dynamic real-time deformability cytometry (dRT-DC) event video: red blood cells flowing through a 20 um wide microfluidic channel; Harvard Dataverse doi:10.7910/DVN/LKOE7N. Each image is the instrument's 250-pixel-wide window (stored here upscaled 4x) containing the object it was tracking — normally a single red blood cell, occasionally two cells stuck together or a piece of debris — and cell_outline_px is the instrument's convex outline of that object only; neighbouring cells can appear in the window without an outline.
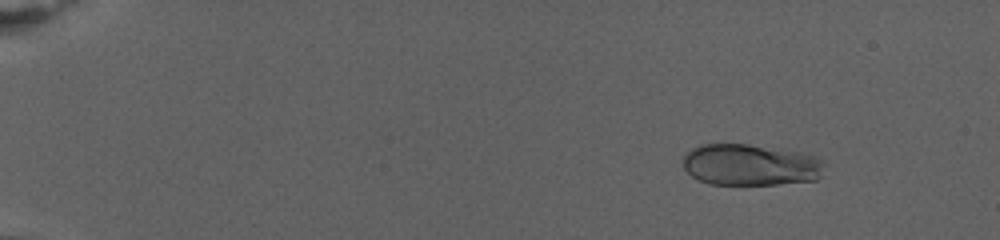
{"species": "human", "species_latin": "Homo sapiens", "temperature_condition": "warm", "stored_images_in_passage": 38, "camera_frame_rate_fps": 3000, "um_per_image_px": 0.085, "donor": {"sex": "female"}, "frame": {"image": 1, "passage_image": 5, "time_ms": 2.667, "image_size_px": [1000, 240], "cell_outline_px": [[824, 160], [820, 176], [816, 180], [776, 184], [708, 184], [692, 176], [684, 168], [684, 156], [692, 148], [700, 144], [748, 144], [800, 152]], "centroid_in_image_um": [63.77, 14.01], "position_along_channel_um": 21.2, "area_um2": 33.93}}
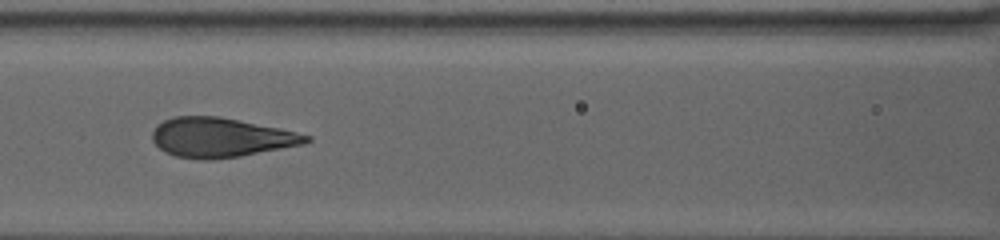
{"frame": {"image": 2, "passage_image": 18, "time_ms": 12.333, "image_size_px": [1000, 240], "cell_outline_px": [[312, 140], [304, 144], [240, 156], [212, 160], [200, 160], [176, 156], [164, 152], [152, 140], [152, 132], [156, 124], [164, 120], [176, 116], [220, 116], [280, 128], [312, 136]], "centroid_in_image_um": [18.75, 11.69], "position_along_channel_um": 147.8, "area_um2": 35.55}}
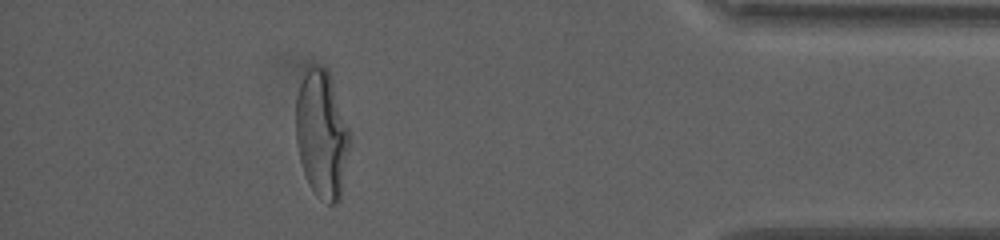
{"frame": {"image": 3, "passage_image": 34, "time_ms": 23.333, "image_size_px": [1000, 240], "cell_outline_px": [[352, 144], [340, 200], [336, 204], [328, 204], [320, 200], [316, 196], [308, 184], [300, 160], [296, 144], [296, 96], [300, 84], [304, 76], [312, 68], [324, 68], [328, 72], [348, 128], [352, 140]], "centroid_in_image_um": [27.37, 11.56], "position_along_channel_um": 407.8, "area_um2": 39.94}, "authors_computed_cell_mechanics": {"area_um2": 35.7204, "velocity_mm_per_s": 2.6905, "shape_relaxation_time_tau1_ms": 7.8305, "shape_relaxation_time_tau2_ms": null, "deformation_change_tau1": 0.2628, "deformation_change_tau2": null}}